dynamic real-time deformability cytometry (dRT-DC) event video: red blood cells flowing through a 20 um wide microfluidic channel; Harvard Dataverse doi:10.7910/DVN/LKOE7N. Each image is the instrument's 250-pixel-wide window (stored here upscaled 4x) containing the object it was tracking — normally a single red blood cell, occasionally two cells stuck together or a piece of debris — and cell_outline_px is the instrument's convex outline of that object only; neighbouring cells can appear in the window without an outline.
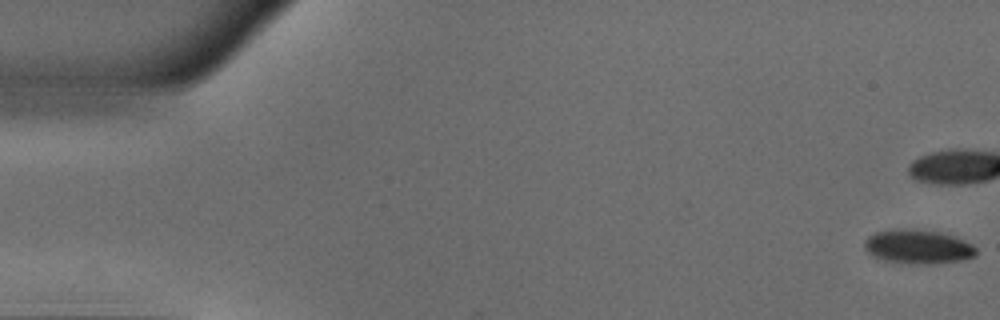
{"species": "common noctule bat (a hibernating species)", "species_latin": "Nyctalus noctula", "temperature_condition": "warm", "stored_images_in_passage": 40, "camera_frame_rate_fps": 3000, "um_per_image_px": 0.085, "animal": {"sex": "male", "body_mass_g": 18.8}, "frame": {"image": 1, "passage_image": 1, "time_ms": 0.0, "image_size_px": [1000, 320], "cell_outline_px": [[976, 256], [964, 260], [936, 264], [912, 264], [884, 260], [872, 256], [864, 248], [864, 240], [868, 236], [876, 232], [896, 228], [936, 232], [952, 236], [964, 240], [972, 244], [976, 248]], "centroid_in_image_um": [78.02, 20.99], "position_along_channel_um": 7.0, "area_um2": 22.2}}